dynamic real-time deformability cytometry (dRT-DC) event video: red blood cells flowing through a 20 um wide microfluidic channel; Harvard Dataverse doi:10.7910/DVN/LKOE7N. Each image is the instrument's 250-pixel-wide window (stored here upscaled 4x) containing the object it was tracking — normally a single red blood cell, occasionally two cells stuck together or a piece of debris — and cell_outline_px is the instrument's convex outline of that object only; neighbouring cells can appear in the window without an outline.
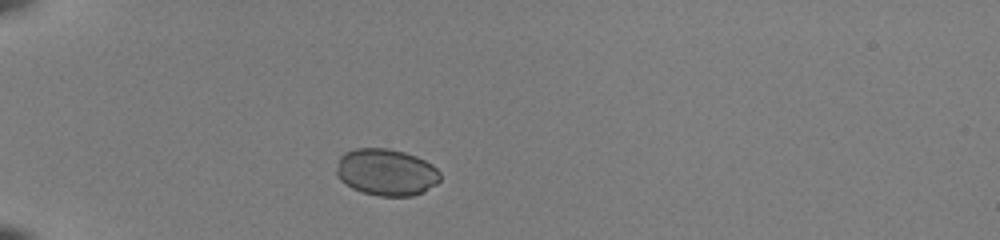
{"species": "common noctule bat (a hibernating species)", "species_latin": "Nyctalus noctula", "temperature_condition": "room temperature", "stored_images_in_passage": 37, "camera_frame_rate_fps": 3000, "um_per_image_px": 0.085, "animal": {"sex": "female", "body_mass_g": 22.0, "forearm_length_mm": 56.7}, "frame": {"image": 1, "passage_image": 1, "time_ms": 0.0, "image_size_px": [1000, 240], "cell_outline_px": [[440, 180], [436, 184], [424, 192], [412, 196], [380, 196], [364, 192], [352, 188], [344, 184], [336, 176], [336, 168], [340, 156], [344, 152], [356, 148], [388, 148], [404, 152], [416, 156], [432, 164], [440, 172]], "centroid_in_image_um": [32.82, 14.63], "position_along_channel_um": 52.2, "area_um2": 28.5}}
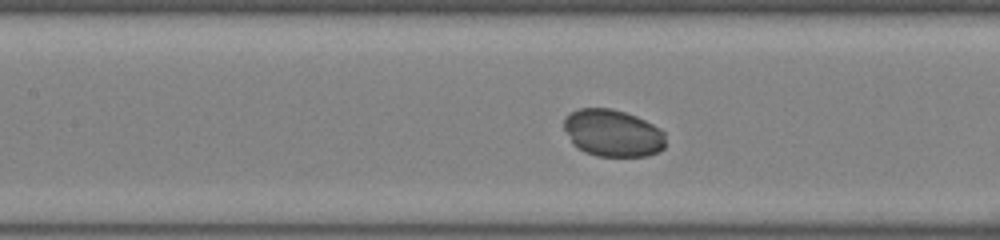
{"frame": {"image": 2, "passage_image": 11, "time_ms": 3.333, "image_size_px": [1000, 240], "cell_outline_px": [[664, 148], [660, 152], [648, 156], [596, 156], [584, 152], [576, 148], [572, 144], [564, 128], [564, 116], [580, 108], [612, 108], [636, 116], [660, 128], [664, 132]], "centroid_in_image_um": [52.07, 11.32], "position_along_channel_um": 155.3, "area_um2": 28.15}}
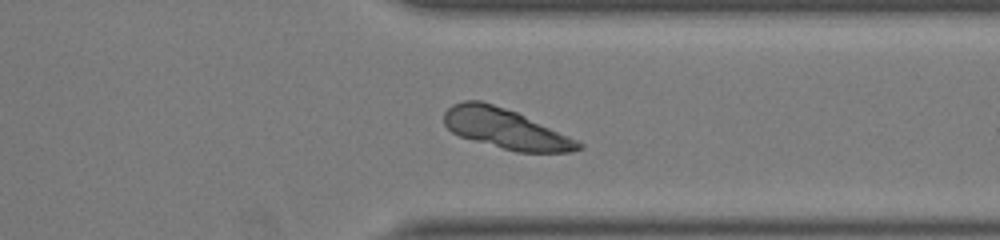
{"frame": {"image": 3, "passage_image": 27, "time_ms": 8.667, "image_size_px": [1000, 240], "cell_outline_px": [[584, 148], [572, 152], [516, 152], [460, 136], [452, 132], [444, 124], [444, 112], [452, 104], [464, 100], [480, 100], [516, 112], [576, 140], [584, 144]], "centroid_in_image_um": [42.95, 10.94], "position_along_channel_um": 368.5, "area_um2": 30.87}, "authors_computed_cell_mechanics": {"area_um2": 29.7092, "velocity_mm_per_s": 3.9929, "shape_relaxation_time_tau1_ms": 1.5735, "shape_relaxation_time_tau2_ms": null, "deformation_change_tau1": 0.0293, "deformation_change_tau2": null}}